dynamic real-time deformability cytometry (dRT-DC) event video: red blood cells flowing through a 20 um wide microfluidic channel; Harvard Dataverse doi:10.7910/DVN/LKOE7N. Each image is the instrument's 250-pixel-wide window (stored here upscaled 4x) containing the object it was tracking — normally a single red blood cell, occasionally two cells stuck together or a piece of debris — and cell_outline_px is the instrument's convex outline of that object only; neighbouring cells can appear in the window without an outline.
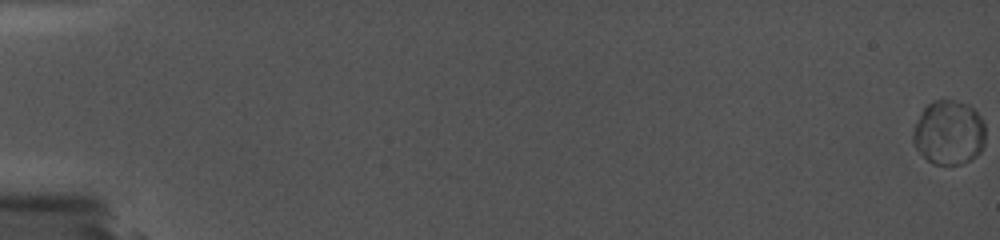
{"species": "common noctule bat (a hibernating species)", "species_latin": "Nyctalus noctula", "temperature_condition": "cold", "stored_images_in_passage": 7, "camera_frame_rate_fps": 5000, "um_per_image_px": 0.085, "animal": {"sex": "female", "body_mass_g": 19.0, "forearm_length_mm": 56.7}, "frame": {"image": 1, "passage_image": 1, "time_ms": 0.0, "image_size_px": [1000, 240], "cell_outline_px": [[984, 144], [980, 152], [976, 156], [960, 164], [932, 164], [916, 148], [912, 140], [912, 136], [916, 124], [924, 108], [932, 100], [952, 100], [968, 104], [976, 112], [984, 124]], "centroid_in_image_um": [80.65, 11.27], "position_along_channel_um": 4.4, "area_um2": 26.82}}